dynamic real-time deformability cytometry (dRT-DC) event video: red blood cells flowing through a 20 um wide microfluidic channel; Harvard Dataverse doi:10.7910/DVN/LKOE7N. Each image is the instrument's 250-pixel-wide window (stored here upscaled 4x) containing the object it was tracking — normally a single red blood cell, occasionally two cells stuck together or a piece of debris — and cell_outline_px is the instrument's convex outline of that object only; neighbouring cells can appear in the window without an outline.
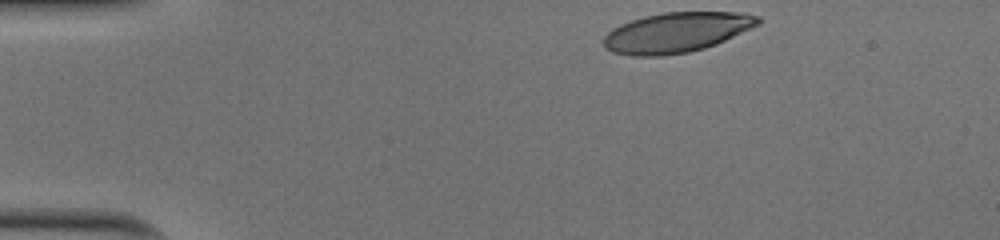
{"species": "human", "species_latin": "Homo sapiens", "temperature_condition": "cold", "stored_images_in_passage": 34, "camera_frame_rate_fps": 3000, "um_per_image_px": 0.085, "donor": {"sex": "male"}, "frame": {"image": 1, "passage_image": 1, "time_ms": 0.0, "image_size_px": [1000, 240], "cell_outline_px": [[764, 20], [760, 24], [716, 44], [704, 48], [688, 52], [660, 56], [632, 56], [612, 52], [604, 48], [604, 36], [612, 28], [620, 24], [644, 16], [664, 12], [744, 12], [760, 16]], "centroid_in_image_um": [57.52, 2.75], "position_along_channel_um": 27.5, "area_um2": 36.24}}
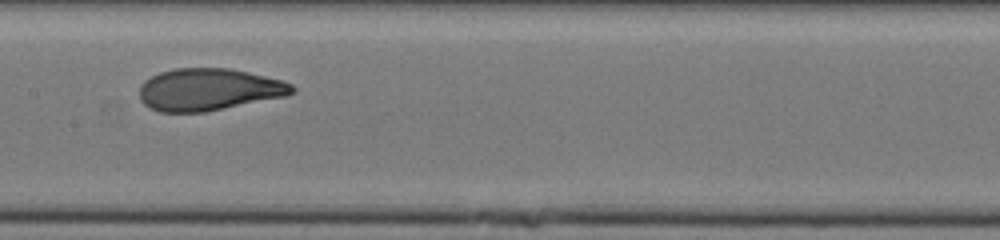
{"frame": {"image": 2, "passage_image": 19, "time_ms": 6.0, "image_size_px": [1000, 240], "cell_outline_px": [[296, 92], [288, 96], [204, 112], [160, 112], [144, 104], [140, 100], [140, 84], [144, 80], [160, 72], [176, 68], [228, 68], [248, 72], [284, 80], [292, 84], [296, 88]], "centroid_in_image_um": [17.78, 7.61], "position_along_channel_um": 189.6, "area_um2": 37.69}}
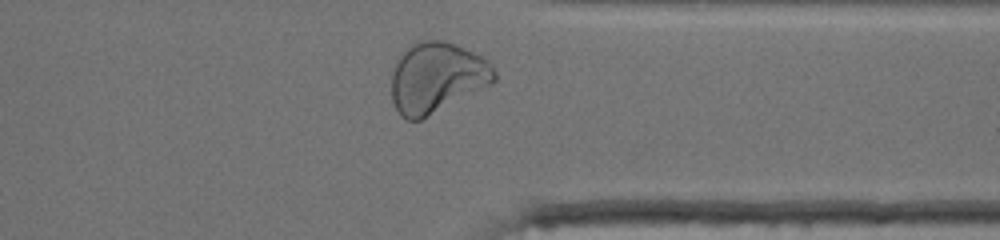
{"frame": {"image": 3, "passage_image": 33, "time_ms": 10.667, "image_size_px": [1000, 240], "cell_outline_px": [[496, 80], [492, 84], [420, 120], [408, 120], [400, 116], [392, 100], [392, 72], [400, 56], [412, 44], [420, 40], [444, 40], [464, 48], [488, 60], [492, 64], [496, 72]], "centroid_in_image_um": [37.14, 6.6], "position_along_channel_um": 374.3, "area_um2": 42.02}, "authors_computed_cell_mechanics": {"area_um2": 37.6278, "velocity_mm_per_s": 3.9978, "shape_relaxation_time_tau1_ms": 4.8086, "shape_relaxation_time_tau2_ms": 0.7918, "deformation_change_tau1": 0.2155, "deformation_change_tau2": 0.0625}}